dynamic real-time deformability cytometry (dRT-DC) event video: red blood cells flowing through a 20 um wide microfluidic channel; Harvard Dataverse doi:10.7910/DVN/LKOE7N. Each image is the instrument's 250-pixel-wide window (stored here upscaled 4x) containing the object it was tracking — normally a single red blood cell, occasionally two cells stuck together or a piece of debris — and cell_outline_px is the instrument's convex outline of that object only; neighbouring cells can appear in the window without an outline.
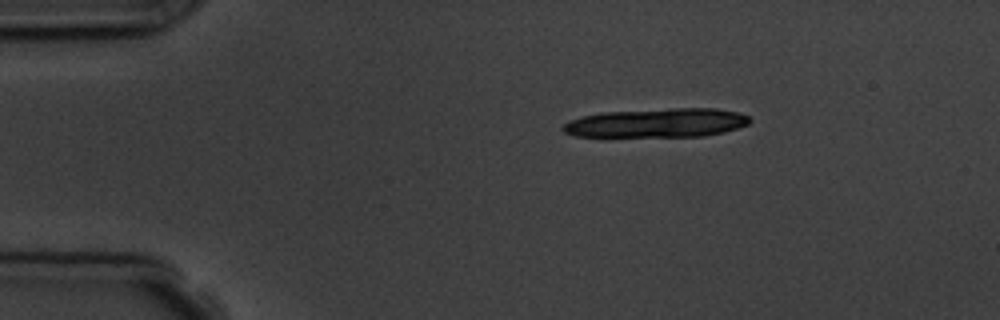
{"species": "common noctule bat (a hibernating species)", "species_latin": "Nyctalus noctula", "temperature_condition": "room temperature", "stored_images_in_passage": 3, "camera_frame_rate_fps": 3000, "um_per_image_px": 0.085, "animal": {"sex": "male", "body_mass_g": 19.5, "forearm_length_mm": 54.6}, "frame": {"image": 1, "passage_image": 1, "time_ms": 0.0, "image_size_px": [1000, 320], "cell_outline_px": [[752, 120], [748, 124], [724, 132], [704, 136], [572, 136], [564, 132], [560, 128], [568, 120], [580, 116], [600, 112], [672, 108], [716, 108], [736, 112], [748, 116]], "centroid_in_image_um": [55.79, 10.44], "position_along_channel_um": 29.2, "area_um2": 31.67}}